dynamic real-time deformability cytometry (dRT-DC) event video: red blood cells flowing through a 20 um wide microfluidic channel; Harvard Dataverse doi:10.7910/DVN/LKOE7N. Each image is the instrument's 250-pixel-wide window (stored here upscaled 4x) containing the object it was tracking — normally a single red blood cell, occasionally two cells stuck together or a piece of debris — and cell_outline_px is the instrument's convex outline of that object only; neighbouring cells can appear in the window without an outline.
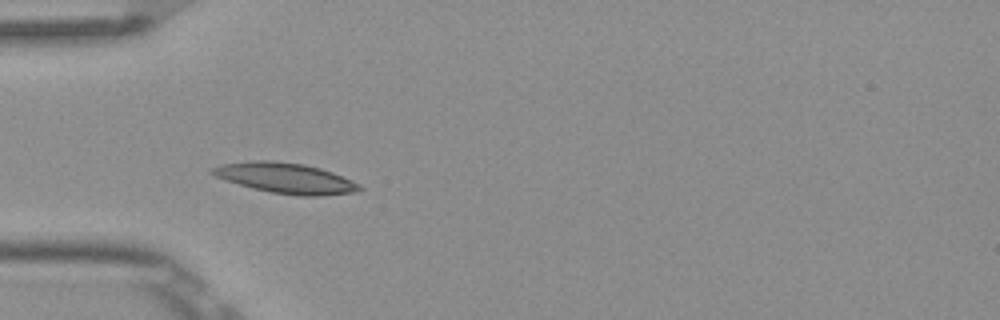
{"species": "Egyptian fruit bat (a non-hibernating species)", "species_latin": "Rousettus aegyptiacus", "temperature_condition": "room temperature", "stored_images_in_passage": 8, "camera_frame_rate_fps": 3000, "um_per_image_px": 0.085, "frame": {"image": 1, "passage_image": 4, "time_ms": 1.0, "image_size_px": [1000, 320], "cell_outline_px": [[364, 188], [352, 192], [324, 196], [300, 196], [272, 192], [252, 188], [224, 180], [208, 172], [208, 168], [220, 164], [256, 160], [272, 160], [304, 164], [320, 168], [332, 172], [360, 184]], "centroid_in_image_um": [24.23, 15.13], "position_along_channel_um": 60.8, "area_um2": 26.18}}
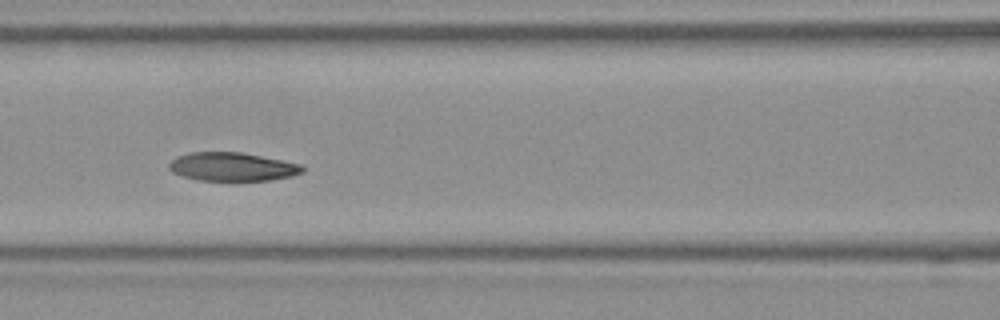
{"frame": {"image": 2, "passage_image": 6, "time_ms": 1.667, "image_size_px": [1000, 320], "cell_outline_px": [[304, 172], [292, 176], [268, 180], [232, 184], [200, 180], [180, 176], [172, 172], [168, 168], [168, 164], [176, 156], [192, 152], [240, 152], [300, 164], [304, 168]], "centroid_in_image_um": [19.7, 14.23], "position_along_channel_um": 146.9, "area_um2": 23.0}}
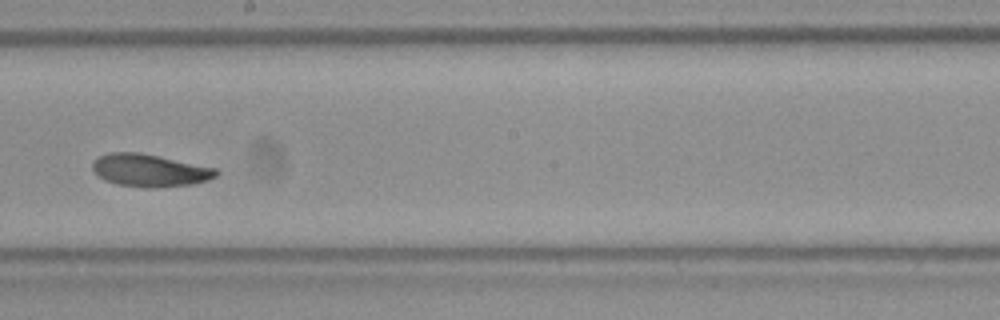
{"frame": {"image": 3, "passage_image": 8, "time_ms": 2.333, "image_size_px": [1000, 320], "cell_outline_px": [[220, 172], [216, 176], [208, 180], [192, 184], [152, 188], [144, 188], [116, 184], [104, 180], [92, 168], [92, 160], [108, 152], [140, 152], [216, 168]], "centroid_in_image_um": [12.71, 14.48], "position_along_channel_um": 235.5, "area_um2": 23.52}}